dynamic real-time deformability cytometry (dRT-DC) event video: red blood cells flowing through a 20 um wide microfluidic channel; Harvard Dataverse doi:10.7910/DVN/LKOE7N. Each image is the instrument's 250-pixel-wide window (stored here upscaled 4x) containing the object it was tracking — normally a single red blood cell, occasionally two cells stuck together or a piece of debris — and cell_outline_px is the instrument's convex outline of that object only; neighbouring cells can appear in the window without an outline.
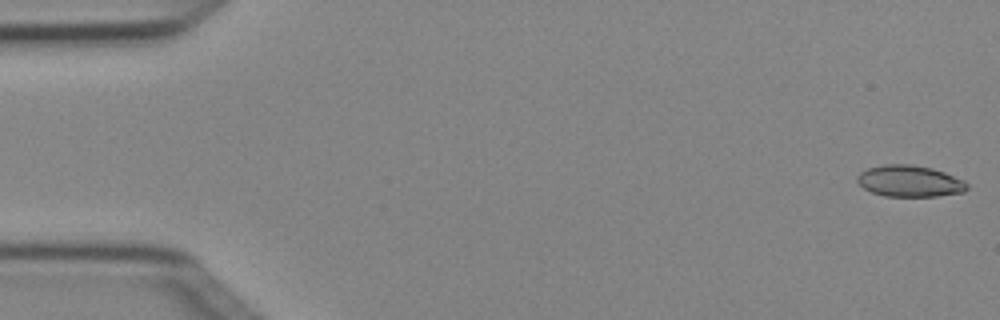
{"species": "Egyptian fruit bat (a non-hibernating species)", "species_latin": "Rousettus aegyptiacus", "temperature_condition": "cold", "stored_images_in_passage": 5, "camera_frame_rate_fps": 3000, "um_per_image_px": 0.085, "animal": {"sex": "female"}, "frame": {"image": 1, "passage_image": 1, "time_ms": 0.0, "image_size_px": [1000, 320], "cell_outline_px": [[968, 188], [964, 192], [936, 196], [884, 196], [872, 192], [864, 188], [856, 180], [856, 176], [860, 172], [868, 168], [884, 164], [912, 164], [932, 168], [944, 172], [964, 180], [968, 184]], "centroid_in_image_um": [77.32, 15.39], "position_along_channel_um": 7.7, "area_um2": 20.17}}
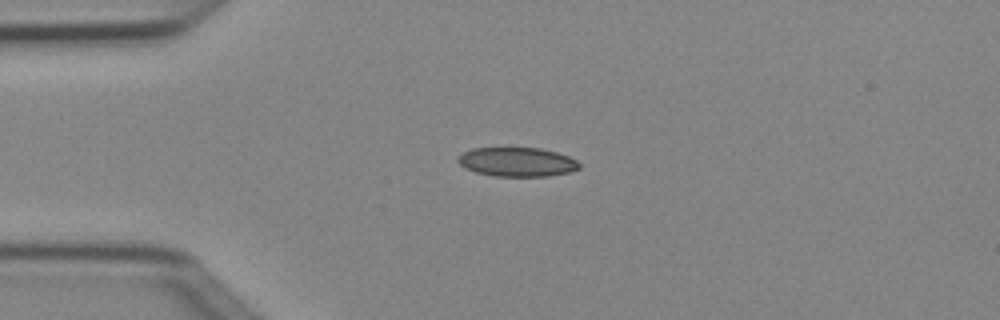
{"frame": {"image": 2, "passage_image": 4, "time_ms": 1.0, "image_size_px": [1000, 320], "cell_outline_px": [[580, 168], [568, 172], [548, 176], [496, 176], [476, 172], [464, 168], [456, 160], [456, 156], [472, 148], [540, 148], [556, 152], [568, 156], [576, 160], [580, 164]], "centroid_in_image_um": [43.92, 13.76], "position_along_channel_um": 41.1, "area_um2": 20.58}}